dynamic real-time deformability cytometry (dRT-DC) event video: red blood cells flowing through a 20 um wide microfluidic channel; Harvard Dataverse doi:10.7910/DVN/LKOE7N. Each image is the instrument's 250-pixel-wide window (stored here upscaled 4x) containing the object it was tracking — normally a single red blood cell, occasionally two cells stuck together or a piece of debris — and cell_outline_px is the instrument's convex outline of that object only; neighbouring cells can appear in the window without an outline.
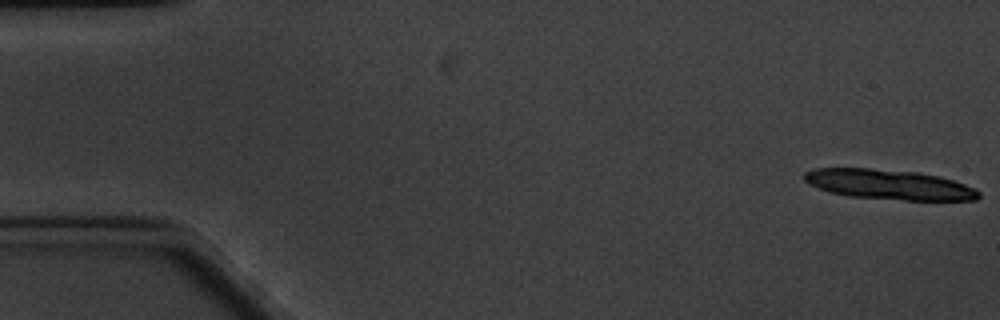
{"species": "common noctule bat (a hibernating species)", "species_latin": "Nyctalus noctula", "temperature_condition": "cold", "stored_images_in_passage": 14, "camera_frame_rate_fps": 3000, "um_per_image_px": 0.085, "animal": {"sex": "male", "body_mass_g": 20.1, "forearm_length_mm": 53.5}, "frame": {"image": 1, "passage_image": 1, "time_ms": 0.0, "image_size_px": [1000, 320], "cell_outline_px": [[980, 196], [976, 200], [904, 200], [848, 196], [828, 192], [808, 184], [804, 180], [804, 172], [812, 168], [872, 168], [916, 172], [936, 176], [952, 180], [964, 184], [980, 192]], "centroid_in_image_um": [75.5, 15.68], "position_along_channel_um": 9.5, "area_um2": 30.4}}